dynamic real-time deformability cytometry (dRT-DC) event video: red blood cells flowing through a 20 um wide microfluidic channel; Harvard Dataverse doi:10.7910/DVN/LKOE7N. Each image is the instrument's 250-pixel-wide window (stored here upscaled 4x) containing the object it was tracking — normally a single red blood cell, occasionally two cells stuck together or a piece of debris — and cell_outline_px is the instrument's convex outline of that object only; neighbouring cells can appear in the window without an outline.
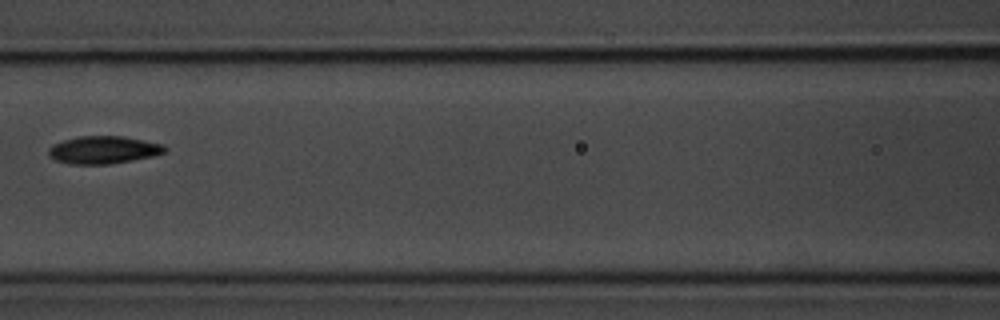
{"species": "common noctule bat (a hibernating species)", "species_latin": "Nyctalus noctula", "temperature_condition": "room temperature", "stored_images_in_passage": 5, "camera_frame_rate_fps": 3000, "um_per_image_px": 0.085, "animal": {"sex": "male", "body_mass_g": 20.1, "forearm_length_mm": 53.5}, "frame": {"image": 1, "passage_image": 4, "time_ms": 4.333, "image_size_px": [1000, 320], "cell_outline_px": [[168, 148], [164, 152], [152, 156], [132, 160], [108, 164], [68, 164], [56, 160], [48, 152], [48, 148], [52, 144], [64, 140], [80, 136], [124, 136], [164, 144]], "centroid_in_image_um": [8.8, 12.73], "position_along_channel_um": 157.8, "area_um2": 18.67}}
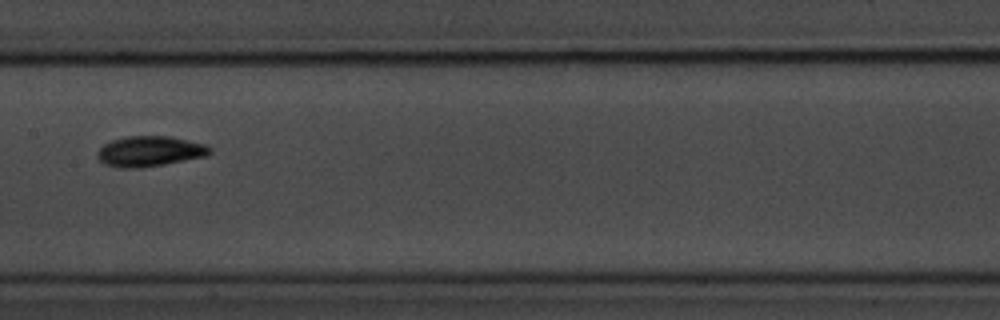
{"frame": {"image": 2, "passage_image": 5, "time_ms": 5.333, "image_size_px": [1000, 320], "cell_outline_px": [[212, 152], [208, 156], [164, 164], [140, 168], [120, 168], [104, 164], [96, 156], [96, 152], [104, 144], [112, 140], [128, 136], [168, 136], [204, 144], [212, 148]], "centroid_in_image_um": [12.72, 12.87], "position_along_channel_um": 194.7, "area_um2": 19.94}}